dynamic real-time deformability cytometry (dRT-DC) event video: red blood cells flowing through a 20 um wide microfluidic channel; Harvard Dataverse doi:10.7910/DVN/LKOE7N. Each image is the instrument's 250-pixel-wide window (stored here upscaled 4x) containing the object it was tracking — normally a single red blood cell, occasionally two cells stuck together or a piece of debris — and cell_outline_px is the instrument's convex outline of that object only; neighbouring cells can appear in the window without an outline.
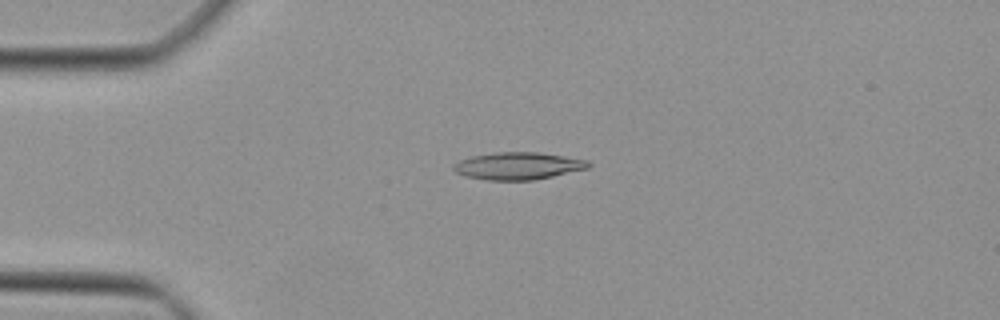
{"species": "Egyptian fruit bat (a non-hibernating species)", "species_latin": "Rousettus aegyptiacus", "temperature_condition": "cold", "stored_images_in_passage": 46, "camera_frame_rate_fps": 3000, "um_per_image_px": 0.085, "animal": {"sex": "female"}, "frame": {"image": 1, "passage_image": 11, "time_ms": 3.333, "image_size_px": [1000, 320], "cell_outline_px": [[592, 164], [588, 168], [536, 180], [488, 180], [464, 176], [456, 172], [452, 168], [452, 164], [460, 160], [472, 156], [496, 152], [540, 152], [588, 160]], "centroid_in_image_um": [44.03, 14.1], "position_along_channel_um": 41.0, "area_um2": 21.56}}
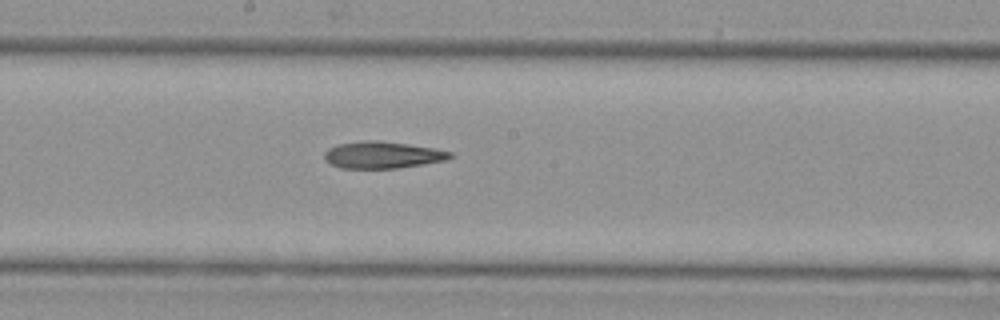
{"frame": {"image": 2, "passage_image": 25, "time_ms": 8.0, "image_size_px": [1000, 320], "cell_outline_px": [[452, 156], [444, 160], [396, 168], [340, 168], [324, 160], [324, 152], [328, 148], [336, 144], [364, 140], [380, 140], [432, 148], [452, 152]], "centroid_in_image_um": [32.42, 13.16], "position_along_channel_um": 215.8, "area_um2": 19.48}}
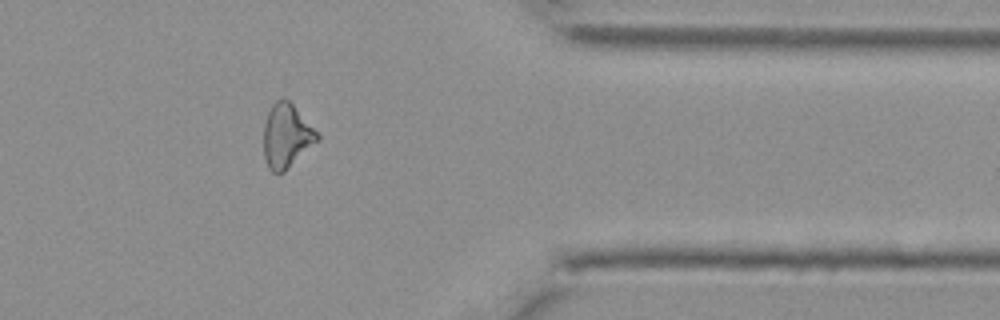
{"frame": {"image": 3, "passage_image": 38, "time_ms": 12.333, "image_size_px": [1000, 320], "cell_outline_px": [[320, 140], [284, 172], [272, 172], [268, 168], [264, 156], [264, 124], [268, 112], [272, 104], [276, 100], [288, 100], [292, 104], [320, 136]], "centroid_in_image_um": [24.35, 11.58], "position_along_channel_um": 387.1, "area_um2": 19.71}}